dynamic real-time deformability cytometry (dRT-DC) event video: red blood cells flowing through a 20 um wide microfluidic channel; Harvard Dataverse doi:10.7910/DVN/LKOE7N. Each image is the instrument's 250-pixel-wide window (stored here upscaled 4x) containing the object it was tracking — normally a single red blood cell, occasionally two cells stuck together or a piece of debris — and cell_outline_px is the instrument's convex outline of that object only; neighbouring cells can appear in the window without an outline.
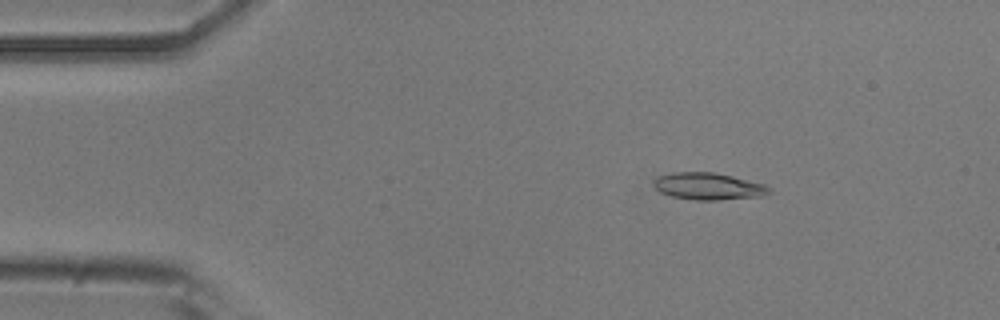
{"species": "common noctule bat (a hibernating species)", "species_latin": "Nyctalus noctula", "temperature_condition": "room temperature", "stored_images_in_passage": 52, "camera_frame_rate_fps": 3000, "um_per_image_px": 0.085, "animal": {"sex": "male", "body_mass_g": 20.5, "forearm_length_mm": 52.5}, "frame": {"image": 1, "passage_image": 8, "time_ms": 2.333, "image_size_px": [1000, 320], "cell_outline_px": [[772, 192], [760, 196], [716, 200], [696, 200], [672, 196], [660, 192], [652, 184], [652, 180], [656, 176], [672, 172], [712, 172], [732, 176], [764, 184], [772, 188]], "centroid_in_image_um": [60.17, 15.82], "position_along_channel_um": 24.8, "area_um2": 18.21}}
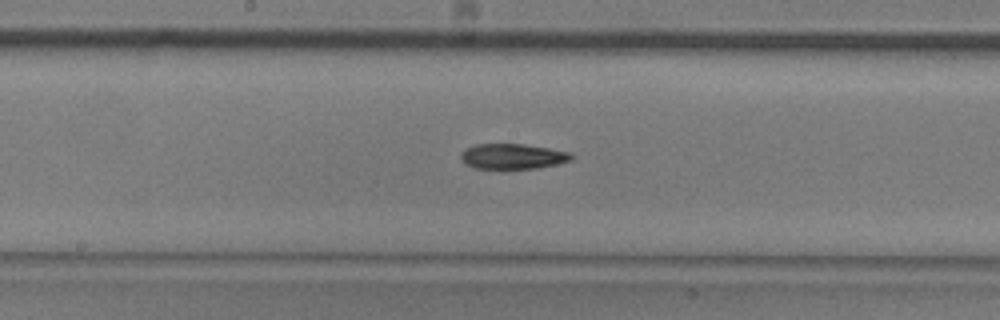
{"frame": {"image": 2, "passage_image": 27, "time_ms": 8.667, "image_size_px": [1000, 320], "cell_outline_px": [[576, 156], [572, 160], [556, 164], [536, 168], [472, 168], [464, 164], [460, 160], [460, 152], [476, 144], [524, 144], [572, 152]], "centroid_in_image_um": [43.58, 13.29], "position_along_channel_um": 204.6, "area_um2": 16.42}}
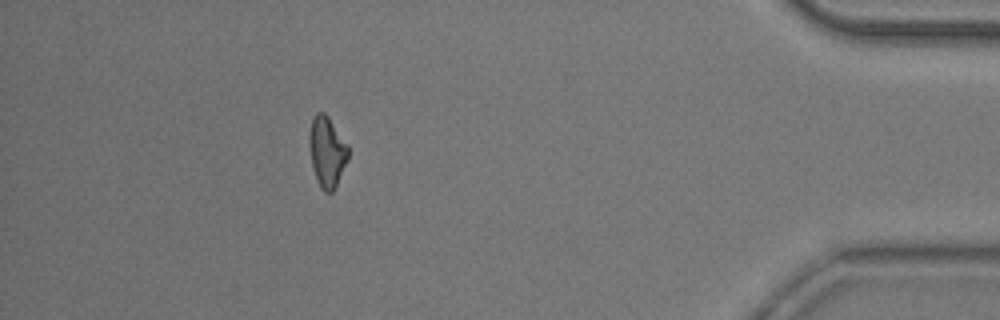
{"frame": {"image": 3, "passage_image": 47, "time_ms": 15.333, "image_size_px": [1000, 320], "cell_outline_px": [[348, 160], [336, 188], [332, 192], [324, 192], [320, 188], [316, 180], [312, 168], [308, 140], [308, 136], [312, 116], [316, 112], [324, 112], [328, 116], [348, 144]], "centroid_in_image_um": [27.78, 12.9], "position_along_channel_um": 407.4, "area_um2": 16.47}, "authors_computed_cell_mechanics": {"area_um2": 16.8487, "velocity_mm_per_s": 3.8352, "shape_relaxation_time_tau1_ms": 9.4153, "shape_relaxation_time_tau2_ms": null, "deformation_change_tau1": 0.2029, "deformation_change_tau2": null}}